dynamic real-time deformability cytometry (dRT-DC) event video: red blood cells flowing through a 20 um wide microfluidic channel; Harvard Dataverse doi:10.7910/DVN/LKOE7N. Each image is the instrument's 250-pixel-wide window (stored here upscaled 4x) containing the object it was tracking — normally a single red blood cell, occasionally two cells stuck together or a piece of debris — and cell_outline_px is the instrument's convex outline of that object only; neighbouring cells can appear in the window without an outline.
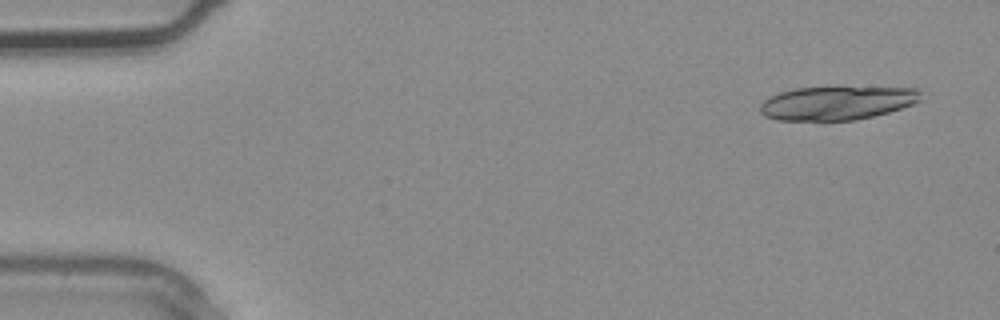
{"species": "common noctule bat (a hibernating species)", "species_latin": "Nyctalus noctula", "temperature_condition": "warm", "stored_images_in_passage": 3, "camera_frame_rate_fps": 3000, "um_per_image_px": 0.085, "animal": {"sex": "male", "body_mass_g": 20.4}, "frame": {"image": 1, "passage_image": 1, "time_ms": 0.0, "image_size_px": [1000, 320], "cell_outline_px": [[920, 100], [912, 104], [888, 112], [856, 120], [776, 120], [764, 116], [760, 112], [760, 104], [764, 100], [780, 92], [796, 88], [916, 88], [920, 92]], "centroid_in_image_um": [71.09, 8.77], "position_along_channel_um": 13.9, "area_um2": 30.98}}